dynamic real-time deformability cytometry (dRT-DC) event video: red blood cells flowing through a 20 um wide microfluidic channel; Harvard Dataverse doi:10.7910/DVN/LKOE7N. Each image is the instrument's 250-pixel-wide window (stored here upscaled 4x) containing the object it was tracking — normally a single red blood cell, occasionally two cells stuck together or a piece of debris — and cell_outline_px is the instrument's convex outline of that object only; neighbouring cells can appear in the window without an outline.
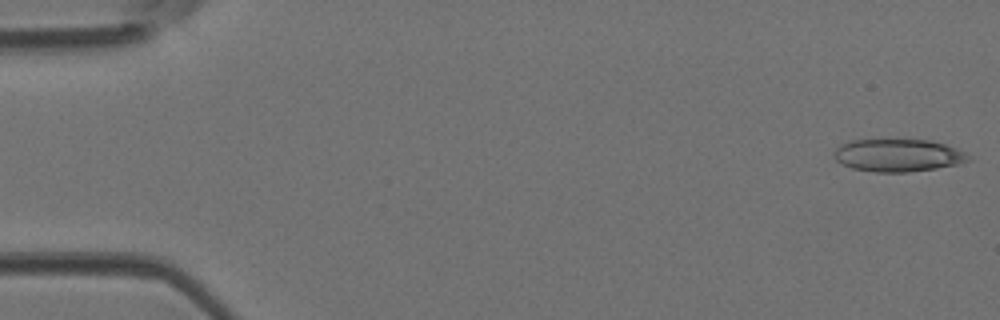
{"species": "Egyptian fruit bat (a non-hibernating species)", "species_latin": "Rousettus aegyptiacus", "temperature_condition": "room temperature", "stored_images_in_passage": 44, "camera_frame_rate_fps": 3000, "um_per_image_px": 0.085, "animal": {"sex": "female"}, "frame": {"image": 1, "passage_image": 1, "time_ms": 0.0, "image_size_px": [1000, 320], "cell_outline_px": [[972, 160], [960, 164], [936, 168], [908, 172], [876, 172], [852, 168], [840, 164], [832, 156], [836, 148], [840, 144], [852, 140], [928, 140], [944, 144], [968, 152]], "centroid_in_image_um": [76.35, 13.21], "position_along_channel_um": 8.7, "area_um2": 25.72}}
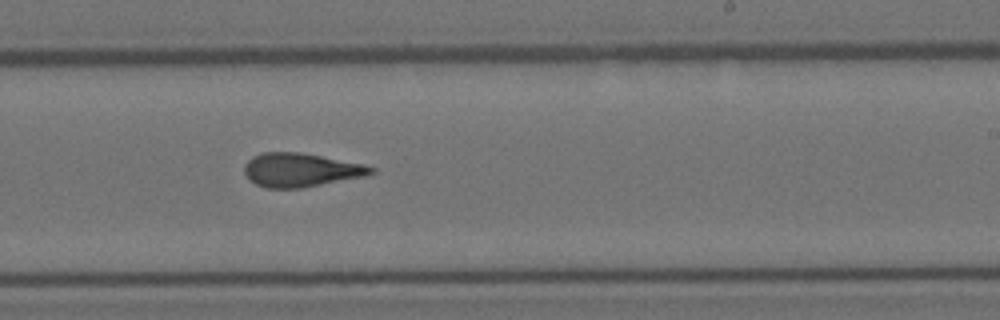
{"frame": {"image": 2, "passage_image": 27, "time_ms": 8.667, "image_size_px": [1000, 320], "cell_outline_px": [[376, 172], [364, 176], [300, 188], [268, 188], [256, 184], [248, 180], [244, 172], [244, 164], [252, 156], [260, 152], [300, 152], [364, 164], [376, 168]], "centroid_in_image_um": [25.53, 14.44], "position_along_channel_um": 263.5, "area_um2": 24.91}}
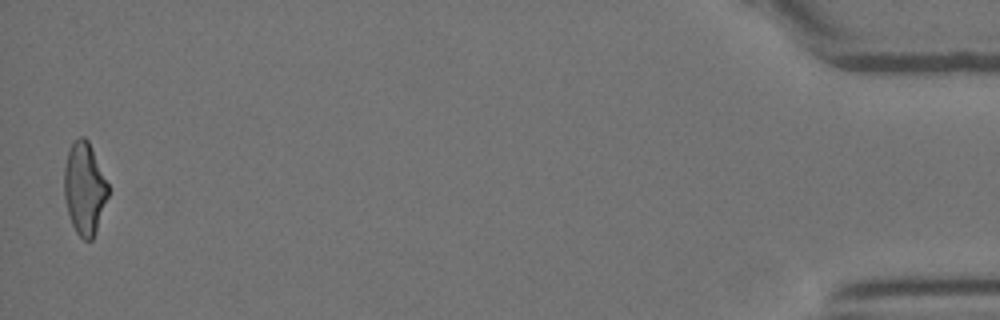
{"frame": {"image": 3, "passage_image": 44, "time_ms": 14.333, "image_size_px": [1000, 320], "cell_outline_px": [[108, 196], [96, 232], [92, 240], [84, 240], [76, 232], [72, 224], [68, 212], [64, 196], [64, 168], [68, 152], [72, 144], [80, 136], [84, 136], [88, 140], [108, 184]], "centroid_in_image_um": [7.18, 16.04], "position_along_channel_um": 428.0, "area_um2": 23.35}}